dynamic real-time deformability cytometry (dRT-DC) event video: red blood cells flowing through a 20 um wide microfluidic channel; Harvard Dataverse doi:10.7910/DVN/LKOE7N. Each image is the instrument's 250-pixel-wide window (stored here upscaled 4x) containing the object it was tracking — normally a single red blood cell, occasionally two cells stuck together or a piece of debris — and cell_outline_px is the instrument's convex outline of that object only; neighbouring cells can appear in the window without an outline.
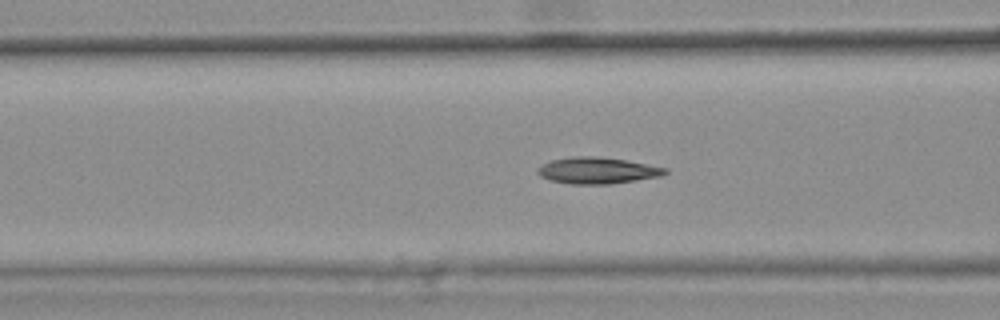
{"species": "common noctule bat (a hibernating species)", "species_latin": "Nyctalus noctula", "temperature_condition": "warm", "stored_images_in_passage": 46, "camera_frame_rate_fps": 3000, "um_per_image_px": 0.085, "animal": {"sex": "female", "body_mass_g": 25.1}, "frame": {"image": 1, "passage_image": 20, "time_ms": 6.333, "image_size_px": [1000, 320], "cell_outline_px": [[668, 172], [660, 176], [636, 180], [608, 184], [568, 184], [548, 180], [540, 176], [536, 172], [536, 168], [552, 160], [576, 156], [596, 156], [624, 160], [668, 168]], "centroid_in_image_um": [50.74, 14.5], "position_along_channel_um": 115.9, "area_um2": 19.54}, "authors_computed_cell_mechanics": {"area_um2": 19.074, "velocity_mm_per_s": 3.7801, "shape_relaxation_time_tau1_ms": 8.0732, "shape_relaxation_time_tau2_ms": 3.0382, "deformation_change_tau1": 0.1963, "deformation_change_tau2": 0.0918}}